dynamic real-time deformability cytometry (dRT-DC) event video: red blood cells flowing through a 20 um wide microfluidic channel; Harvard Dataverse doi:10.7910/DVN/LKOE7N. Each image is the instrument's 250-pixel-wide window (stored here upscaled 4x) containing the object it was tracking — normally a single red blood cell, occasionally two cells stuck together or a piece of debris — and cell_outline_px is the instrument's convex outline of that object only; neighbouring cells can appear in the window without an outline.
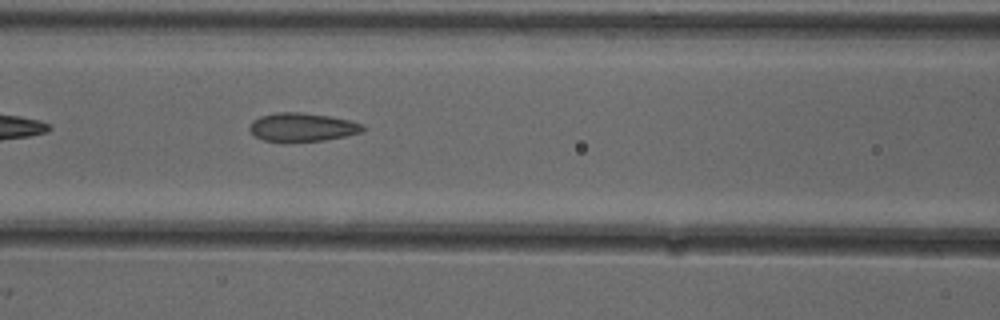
{"species": "common noctule bat (a hibernating species)", "species_latin": "Nyctalus noctula", "temperature_condition": "cold", "stored_images_in_passage": 5, "camera_frame_rate_fps": 3000, "um_per_image_px": 0.085, "animal": {"sex": "female"}, "frame": {"image": 1, "passage_image": 5, "time_ms": 1.333, "image_size_px": [1000, 320], "cell_outline_px": [[364, 128], [360, 132], [344, 136], [324, 140], [264, 140], [252, 136], [248, 128], [252, 120], [260, 116], [276, 112], [300, 112], [328, 116], [348, 120], [364, 124]], "centroid_in_image_um": [25.63, 10.78], "position_along_channel_um": 141.0, "area_um2": 18.44}}